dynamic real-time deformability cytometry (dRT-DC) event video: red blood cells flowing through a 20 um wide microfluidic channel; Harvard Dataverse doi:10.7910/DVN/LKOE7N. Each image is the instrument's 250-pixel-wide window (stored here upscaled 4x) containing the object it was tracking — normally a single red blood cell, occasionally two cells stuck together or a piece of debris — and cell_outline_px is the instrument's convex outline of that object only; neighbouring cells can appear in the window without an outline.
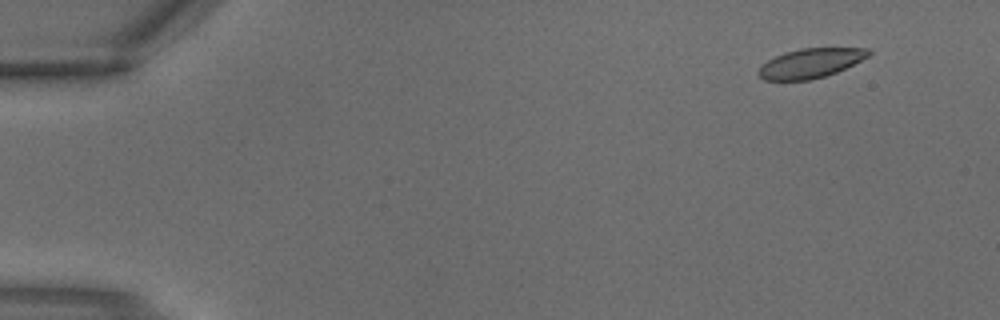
{"species": "common noctule bat (a hibernating species)", "species_latin": "Nyctalus noctula", "temperature_condition": "warm", "stored_images_in_passage": 3, "camera_frame_rate_fps": 3000, "um_per_image_px": 0.085, "animal": {"sex": "male", "body_mass_g": 18.8}, "frame": {"image": 1, "passage_image": 1, "time_ms": 0.0, "image_size_px": [1000, 320], "cell_outline_px": [[872, 52], [868, 56], [836, 72], [812, 80], [764, 80], [756, 72], [768, 60], [784, 52], [800, 48], [868, 48]], "centroid_in_image_um": [68.88, 5.37], "position_along_channel_um": 16.1, "area_um2": 18.67}}
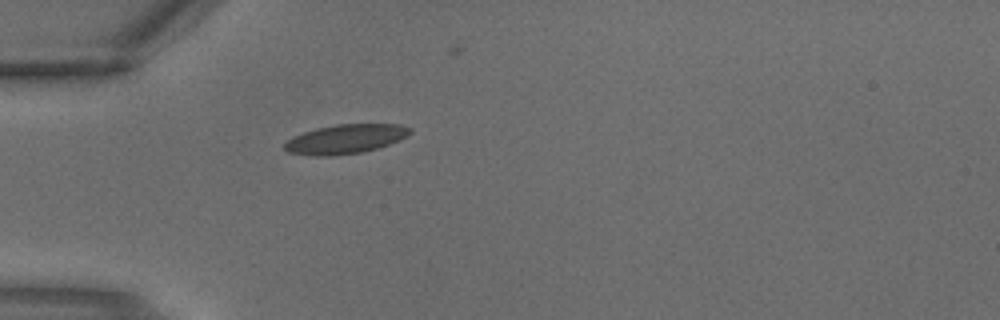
{"frame": {"image": 2, "passage_image": 3, "time_ms": 0.667, "image_size_px": [1000, 320], "cell_outline_px": [[412, 132], [408, 136], [400, 140], [376, 148], [360, 152], [332, 156], [316, 156], [288, 152], [284, 148], [284, 144], [292, 136], [316, 128], [336, 124], [400, 124], [412, 128]], "centroid_in_image_um": [29.37, 11.81], "position_along_channel_um": 55.6, "area_um2": 21.39}}